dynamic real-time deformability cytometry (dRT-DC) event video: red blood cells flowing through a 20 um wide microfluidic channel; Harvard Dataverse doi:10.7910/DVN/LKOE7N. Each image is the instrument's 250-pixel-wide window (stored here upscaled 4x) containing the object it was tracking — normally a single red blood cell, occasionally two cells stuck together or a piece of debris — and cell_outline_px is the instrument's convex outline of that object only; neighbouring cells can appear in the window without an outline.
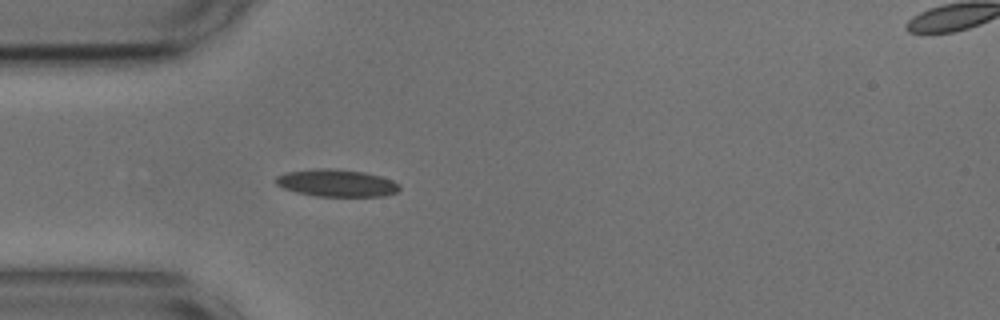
{"species": "common noctule bat (a hibernating species)", "species_latin": "Nyctalus noctula", "temperature_condition": "cold", "stored_images_in_passage": 43, "camera_frame_rate_fps": 3000, "um_per_image_px": 0.085, "animal": {"sex": "male", "body_mass_g": 17.9, "forearm_length_mm": 54.2}, "frame": {"image": 1, "passage_image": 7, "time_ms": 2.0, "image_size_px": [1000, 320], "cell_outline_px": [[400, 188], [396, 192], [384, 196], [316, 196], [296, 192], [284, 188], [276, 184], [276, 176], [284, 172], [316, 168], [332, 168], [364, 172], [380, 176], [392, 180], [400, 184]], "centroid_in_image_um": [28.6, 15.55], "position_along_channel_um": 56.4, "area_um2": 19.71}}
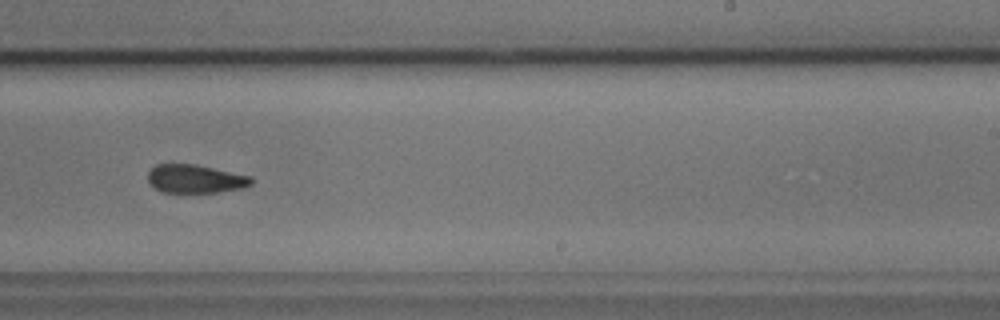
{"frame": {"image": 2, "passage_image": 25, "time_ms": 8.0, "image_size_px": [1000, 320], "cell_outline_px": [[252, 184], [244, 188], [220, 192], [164, 192], [156, 188], [148, 180], [148, 172], [156, 164], [196, 164], [252, 176]], "centroid_in_image_um": [16.64, 15.19], "position_along_channel_um": 272.4, "area_um2": 17.11}, "authors_computed_cell_mechanics": {"area_um2": 18.1492, "velocity_mm_per_s": 3.6707, "shape_relaxation_time_tau1_ms": 6.6765, "shape_relaxation_time_tau2_ms": 4.2882, "deformation_change_tau1": 0.1429, "deformation_change_tau2": 0.1032}}